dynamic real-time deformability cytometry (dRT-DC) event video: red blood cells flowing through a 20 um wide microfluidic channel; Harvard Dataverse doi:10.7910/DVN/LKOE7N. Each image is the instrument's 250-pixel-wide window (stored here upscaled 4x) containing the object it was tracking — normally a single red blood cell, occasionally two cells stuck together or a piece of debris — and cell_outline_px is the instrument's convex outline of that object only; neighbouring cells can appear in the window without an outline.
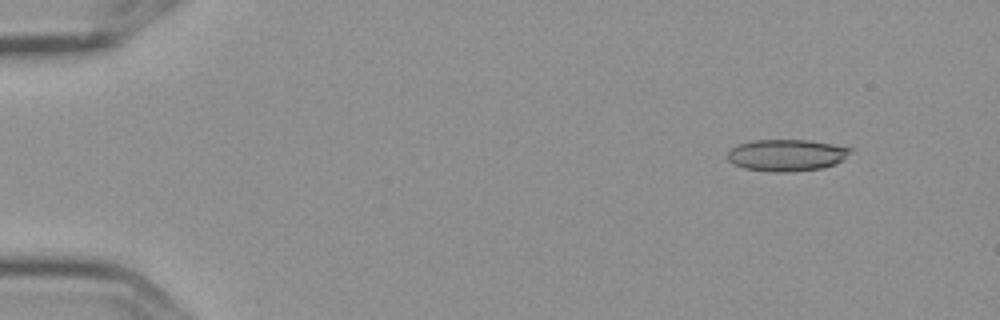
{"species": "Egyptian fruit bat (a non-hibernating species)", "species_latin": "Rousettus aegyptiacus", "temperature_condition": "cold", "stored_images_in_passage": 4, "camera_frame_rate_fps": 3000, "um_per_image_px": 0.085, "frame": {"image": 1, "passage_image": 1, "time_ms": 0.0, "image_size_px": [1000, 320], "cell_outline_px": [[852, 148], [844, 160], [836, 164], [824, 168], [792, 172], [772, 172], [744, 168], [728, 160], [728, 152], [736, 144], [752, 140], [808, 140], [832, 144]], "centroid_in_image_um": [66.87, 13.19], "position_along_channel_um": 18.1, "area_um2": 22.83}}
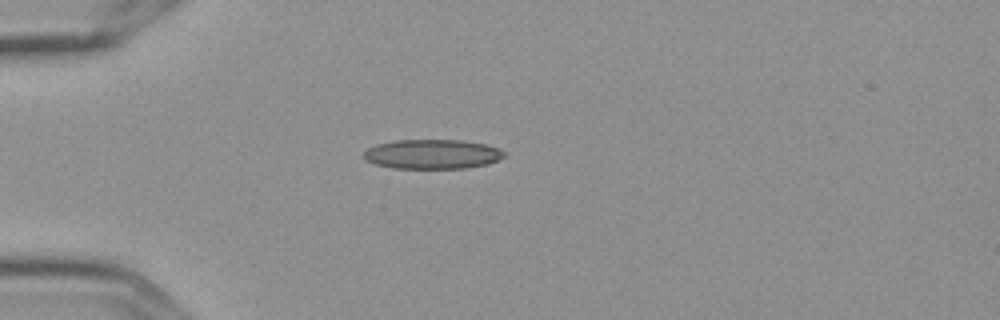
{"frame": {"image": 2, "passage_image": 4, "time_ms": 1.0, "image_size_px": [1000, 320], "cell_outline_px": [[504, 156], [488, 164], [464, 168], [392, 168], [376, 164], [368, 160], [364, 156], [364, 152], [368, 148], [376, 144], [396, 140], [464, 140], [484, 144], [500, 148], [504, 152]], "centroid_in_image_um": [36.76, 13.09], "position_along_channel_um": 48.2, "area_um2": 23.99}}